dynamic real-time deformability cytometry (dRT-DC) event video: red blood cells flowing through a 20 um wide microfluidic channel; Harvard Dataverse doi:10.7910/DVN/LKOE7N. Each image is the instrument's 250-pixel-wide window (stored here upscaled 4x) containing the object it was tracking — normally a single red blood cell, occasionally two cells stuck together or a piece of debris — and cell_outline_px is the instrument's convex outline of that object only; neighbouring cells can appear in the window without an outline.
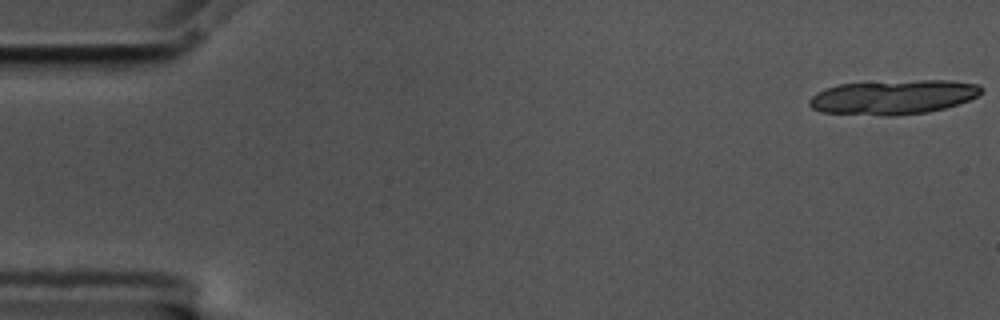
{"species": "common noctule bat (a hibernating species)", "species_latin": "Nyctalus noctula", "temperature_condition": "cold", "stored_images_in_passage": 19, "camera_frame_rate_fps": 3000, "um_per_image_px": 0.085, "animal": {"sex": "male", "body_mass_g": 17.5, "forearm_length_mm": 52.3}, "frame": {"image": 1, "passage_image": 1, "time_ms": 0.0, "image_size_px": [1000, 320], "cell_outline_px": [[984, 88], [976, 96], [968, 100], [944, 108], [928, 112], [892, 116], [880, 116], [820, 112], [812, 108], [808, 104], [808, 100], [816, 92], [824, 88], [840, 84], [920, 80], [948, 80], [980, 84]], "centroid_in_image_um": [75.89, 8.26], "position_along_channel_um": 9.1, "area_um2": 34.56}}